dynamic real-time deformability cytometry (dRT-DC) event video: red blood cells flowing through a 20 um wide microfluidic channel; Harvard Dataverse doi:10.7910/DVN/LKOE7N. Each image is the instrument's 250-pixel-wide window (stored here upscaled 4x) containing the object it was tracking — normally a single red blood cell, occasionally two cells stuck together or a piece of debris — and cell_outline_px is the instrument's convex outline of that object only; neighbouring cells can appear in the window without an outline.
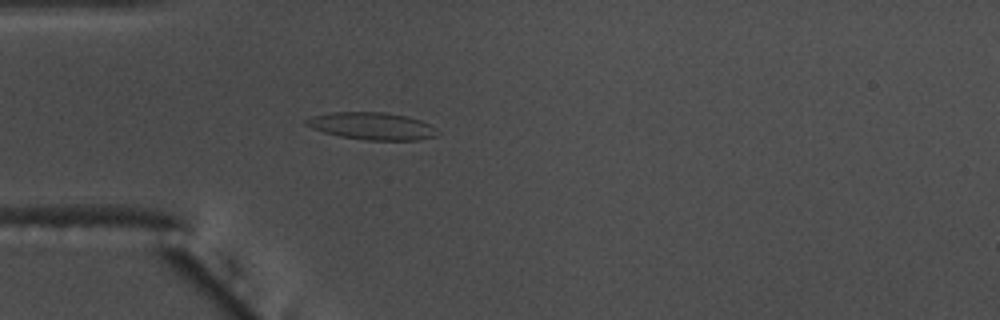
{"species": "common noctule bat (a hibernating species)", "species_latin": "Nyctalus noctula", "temperature_condition": "warm", "stored_images_in_passage": 55, "camera_frame_rate_fps": 3000, "um_per_image_px": 0.085, "animal": {"sex": "male", "body_mass_g": 17.5, "forearm_length_mm": 52.3}, "frame": {"image": 1, "passage_image": 16, "time_ms": 5.0, "image_size_px": [1000, 320], "cell_outline_px": [[436, 136], [420, 140], [364, 140], [340, 136], [324, 132], [312, 128], [304, 124], [304, 120], [316, 116], [332, 112], [384, 112], [408, 116], [420, 120], [428, 124]], "centroid_in_image_um": [31.57, 10.71], "position_along_channel_um": 53.4, "area_um2": 20.52}}
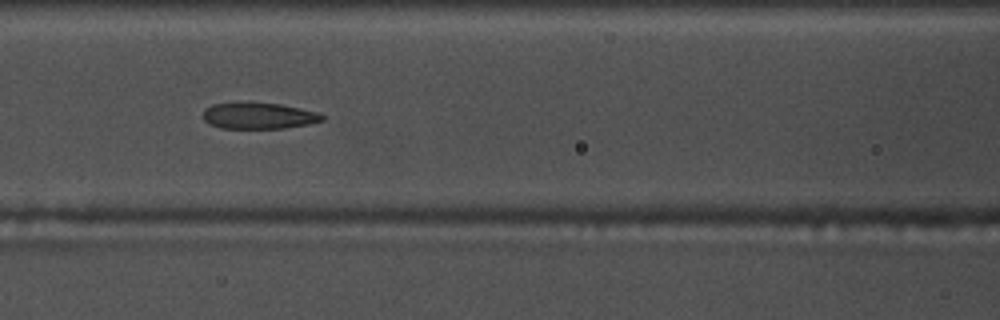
{"frame": {"image": 2, "passage_image": 24, "time_ms": 7.667, "image_size_px": [1000, 320], "cell_outline_px": [[324, 120], [308, 124], [284, 128], [220, 128], [208, 124], [204, 120], [204, 108], [212, 104], [280, 104], [320, 112], [324, 116]], "centroid_in_image_um": [22.01, 9.86], "position_along_channel_um": 144.6, "area_um2": 17.86}, "authors_computed_cell_mechanics": {"area_um2": 20.23, "velocity_mm_per_s": 3.7127, "shape_relaxation_time_tau1_ms": 6.1811, "shape_relaxation_time_tau2_ms": 1.4684, "deformation_change_tau1": 0.1999, "deformation_change_tau2": 0.0972}}